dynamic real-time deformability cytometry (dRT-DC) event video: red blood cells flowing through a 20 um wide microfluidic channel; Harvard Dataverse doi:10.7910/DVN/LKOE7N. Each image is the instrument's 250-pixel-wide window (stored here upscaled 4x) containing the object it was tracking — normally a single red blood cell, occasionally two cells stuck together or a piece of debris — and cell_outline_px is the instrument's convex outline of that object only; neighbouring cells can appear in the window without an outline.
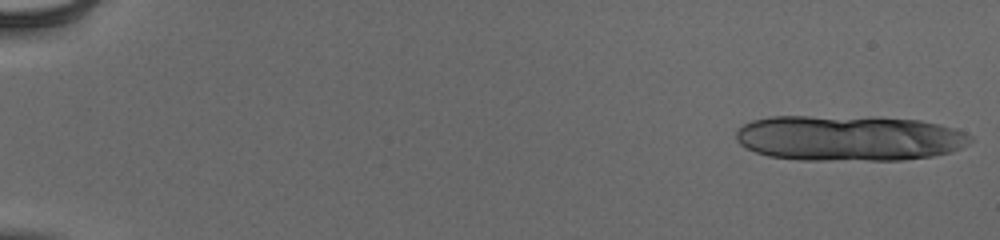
{"species": "human", "species_latin": "Homo sapiens", "temperature_condition": "cold", "stored_images_in_passage": 16, "camera_frame_rate_fps": 3000, "um_per_image_px": 0.085, "donor": {"sex": "male"}, "frame": {"image": 1, "passage_image": 1, "time_ms": 0.0, "image_size_px": [1000, 240], "cell_outline_px": [[976, 140], [952, 152], [932, 156], [904, 160], [800, 160], [768, 156], [756, 152], [740, 144], [736, 140], [736, 132], [744, 124], [752, 120], [772, 116], [872, 116], [920, 120], [940, 124], [956, 128], [972, 136]], "centroid_in_image_um": [72.21, 11.73], "position_along_channel_um": 12.8, "area_um2": 63.18}}